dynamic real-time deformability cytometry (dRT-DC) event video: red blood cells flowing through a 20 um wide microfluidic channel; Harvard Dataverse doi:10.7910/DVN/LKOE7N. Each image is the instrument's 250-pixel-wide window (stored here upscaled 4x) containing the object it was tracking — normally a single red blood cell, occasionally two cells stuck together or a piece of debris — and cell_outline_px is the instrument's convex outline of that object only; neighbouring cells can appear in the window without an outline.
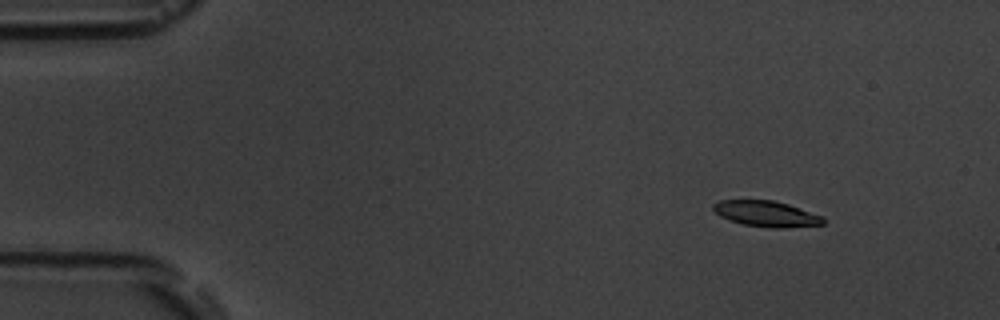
{"species": "common noctule bat (a hibernating species)", "species_latin": "Nyctalus noctula", "temperature_condition": "room temperature", "stored_images_in_passage": 4, "camera_frame_rate_fps": 3000, "um_per_image_px": 0.085, "animal": {"sex": "male", "body_mass_g": 19.5, "forearm_length_mm": 54.6}, "frame": {"image": 1, "passage_image": 1, "time_ms": 0.0, "image_size_px": [1000, 320], "cell_outline_px": [[824, 224], [780, 228], [768, 228], [744, 224], [728, 220], [720, 216], [712, 208], [712, 204], [720, 200], [772, 200], [788, 204], [824, 216]], "centroid_in_image_um": [65.13, 18.17], "position_along_channel_um": 19.9, "area_um2": 16.53}}
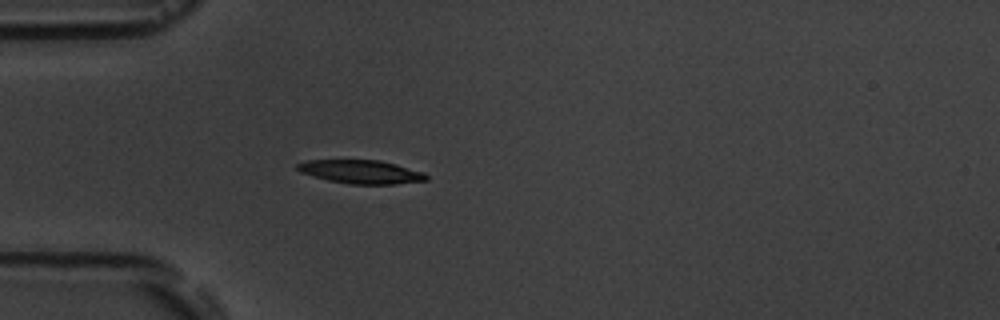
{"frame": {"image": 2, "passage_image": 4, "time_ms": 3.333, "image_size_px": [1000, 320], "cell_outline_px": [[428, 180], [396, 184], [352, 184], [328, 180], [312, 176], [300, 172], [296, 168], [296, 164], [308, 160], [380, 160], [396, 164], [424, 172], [428, 176]], "centroid_in_image_um": [30.7, 14.6], "position_along_channel_um": 54.3, "area_um2": 17.69}}